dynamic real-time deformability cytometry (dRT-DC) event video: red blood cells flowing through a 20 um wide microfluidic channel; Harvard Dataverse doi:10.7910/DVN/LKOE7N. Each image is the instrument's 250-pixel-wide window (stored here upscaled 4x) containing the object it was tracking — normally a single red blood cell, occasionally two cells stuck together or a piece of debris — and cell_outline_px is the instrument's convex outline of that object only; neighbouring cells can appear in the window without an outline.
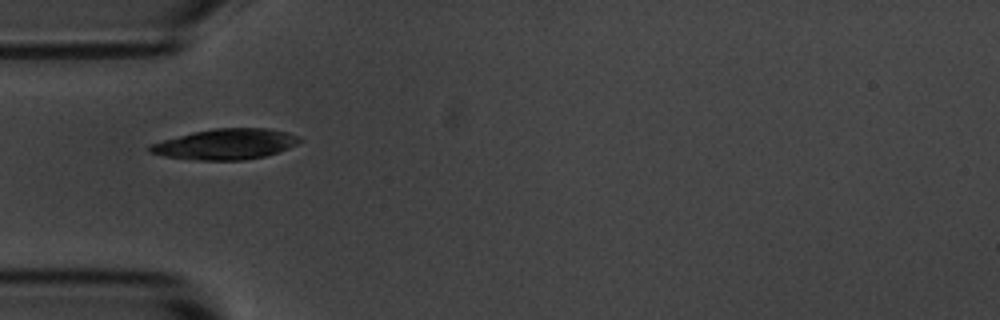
{"species": "common noctule bat (a hibernating species)", "species_latin": "Nyctalus noctula", "temperature_condition": "room temperature", "stored_images_in_passage": 10, "camera_frame_rate_fps": 3000, "um_per_image_px": 0.085, "animal": {"sex": "male", "body_mass_g": 20.1, "forearm_length_mm": 53.5}, "frame": {"image": 1, "passage_image": 1, "time_ms": 0.0, "image_size_px": [1000, 320], "cell_outline_px": [[304, 140], [288, 148], [264, 156], [244, 160], [200, 160], [164, 156], [148, 152], [148, 144], [192, 132], [212, 128], [268, 128], [288, 132], [300, 136]], "centroid_in_image_um": [19.18, 12.24], "position_along_channel_um": 65.8, "area_um2": 26.76}}
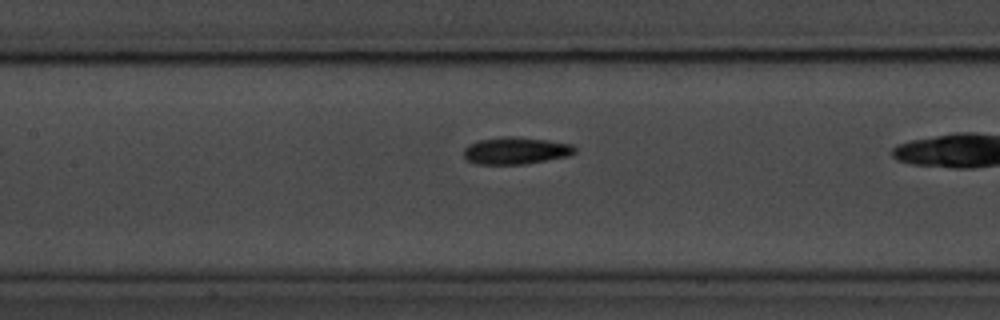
{"frame": {"image": 2, "passage_image": 6, "time_ms": 1.667, "image_size_px": [1000, 320], "cell_outline_px": [[576, 152], [568, 156], [524, 164], [476, 164], [468, 160], [464, 156], [464, 148], [468, 144], [480, 140], [504, 136], [516, 136], [548, 140], [572, 144], [576, 148]], "centroid_in_image_um": [43.85, 12.8], "position_along_channel_um": 163.6, "area_um2": 17.57}}
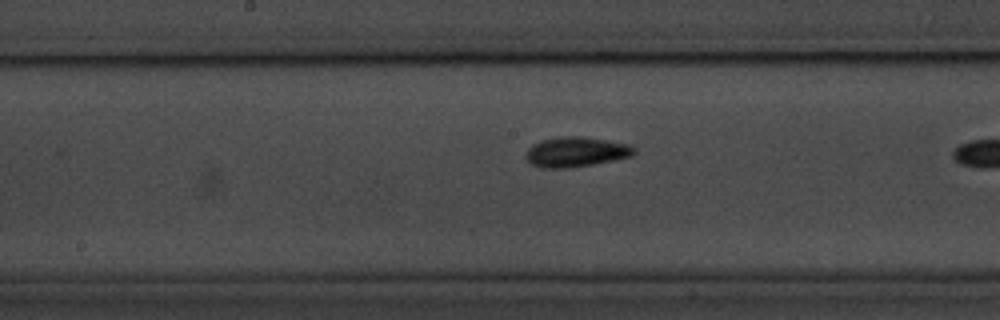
{"frame": {"image": 3, "passage_image": 9, "time_ms": 2.667, "image_size_px": [1000, 320], "cell_outline_px": [[636, 152], [632, 156], [592, 164], [568, 168], [540, 168], [532, 164], [524, 156], [528, 148], [532, 144], [540, 140], [560, 136], [580, 136], [628, 144], [636, 148]], "centroid_in_image_um": [48.92, 12.91], "position_along_channel_um": 199.3, "area_um2": 18.9}}